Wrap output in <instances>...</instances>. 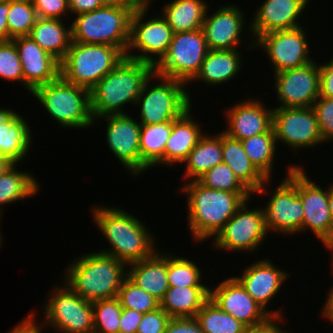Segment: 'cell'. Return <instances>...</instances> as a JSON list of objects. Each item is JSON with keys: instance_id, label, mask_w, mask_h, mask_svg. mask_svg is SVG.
I'll return each instance as SVG.
<instances>
[{"instance_id": "obj_39", "label": "cell", "mask_w": 333, "mask_h": 333, "mask_svg": "<svg viewBox=\"0 0 333 333\" xmlns=\"http://www.w3.org/2000/svg\"><path fill=\"white\" fill-rule=\"evenodd\" d=\"M186 258L167 254V280L169 287H208L201 284V271Z\"/></svg>"}, {"instance_id": "obj_17", "label": "cell", "mask_w": 333, "mask_h": 333, "mask_svg": "<svg viewBox=\"0 0 333 333\" xmlns=\"http://www.w3.org/2000/svg\"><path fill=\"white\" fill-rule=\"evenodd\" d=\"M274 79L279 107H311L320 96V68L314 61L275 73Z\"/></svg>"}, {"instance_id": "obj_6", "label": "cell", "mask_w": 333, "mask_h": 333, "mask_svg": "<svg viewBox=\"0 0 333 333\" xmlns=\"http://www.w3.org/2000/svg\"><path fill=\"white\" fill-rule=\"evenodd\" d=\"M114 46L71 42L60 62V76L89 91L123 59Z\"/></svg>"}, {"instance_id": "obj_60", "label": "cell", "mask_w": 333, "mask_h": 333, "mask_svg": "<svg viewBox=\"0 0 333 333\" xmlns=\"http://www.w3.org/2000/svg\"><path fill=\"white\" fill-rule=\"evenodd\" d=\"M12 1H15V0H0V2H12Z\"/></svg>"}, {"instance_id": "obj_1", "label": "cell", "mask_w": 333, "mask_h": 333, "mask_svg": "<svg viewBox=\"0 0 333 333\" xmlns=\"http://www.w3.org/2000/svg\"><path fill=\"white\" fill-rule=\"evenodd\" d=\"M154 73L150 63L126 56L90 90L93 121L107 115L126 114L123 105L135 103L146 80Z\"/></svg>"}, {"instance_id": "obj_9", "label": "cell", "mask_w": 333, "mask_h": 333, "mask_svg": "<svg viewBox=\"0 0 333 333\" xmlns=\"http://www.w3.org/2000/svg\"><path fill=\"white\" fill-rule=\"evenodd\" d=\"M208 52L202 29L174 33L166 54L154 65V72L190 83Z\"/></svg>"}, {"instance_id": "obj_14", "label": "cell", "mask_w": 333, "mask_h": 333, "mask_svg": "<svg viewBox=\"0 0 333 333\" xmlns=\"http://www.w3.org/2000/svg\"><path fill=\"white\" fill-rule=\"evenodd\" d=\"M247 201L217 233L214 245L219 250L254 251L264 241L268 229L264 225L261 209H248Z\"/></svg>"}, {"instance_id": "obj_51", "label": "cell", "mask_w": 333, "mask_h": 333, "mask_svg": "<svg viewBox=\"0 0 333 333\" xmlns=\"http://www.w3.org/2000/svg\"><path fill=\"white\" fill-rule=\"evenodd\" d=\"M34 313L28 314L27 318L19 323L16 327H14L11 331L7 333H41L40 325L36 323V316Z\"/></svg>"}, {"instance_id": "obj_5", "label": "cell", "mask_w": 333, "mask_h": 333, "mask_svg": "<svg viewBox=\"0 0 333 333\" xmlns=\"http://www.w3.org/2000/svg\"><path fill=\"white\" fill-rule=\"evenodd\" d=\"M136 9L102 6L76 15L71 24L72 42L114 46L125 55L130 39V20Z\"/></svg>"}, {"instance_id": "obj_46", "label": "cell", "mask_w": 333, "mask_h": 333, "mask_svg": "<svg viewBox=\"0 0 333 333\" xmlns=\"http://www.w3.org/2000/svg\"><path fill=\"white\" fill-rule=\"evenodd\" d=\"M32 2L38 18L62 19L63 14L69 12L68 0H32Z\"/></svg>"}, {"instance_id": "obj_33", "label": "cell", "mask_w": 333, "mask_h": 333, "mask_svg": "<svg viewBox=\"0 0 333 333\" xmlns=\"http://www.w3.org/2000/svg\"><path fill=\"white\" fill-rule=\"evenodd\" d=\"M183 163L186 165L185 176L193 178L189 180H197L209 169L223 163L222 133L213 137L203 134Z\"/></svg>"}, {"instance_id": "obj_43", "label": "cell", "mask_w": 333, "mask_h": 333, "mask_svg": "<svg viewBox=\"0 0 333 333\" xmlns=\"http://www.w3.org/2000/svg\"><path fill=\"white\" fill-rule=\"evenodd\" d=\"M0 77L11 81H20V84L24 85L19 53L12 40L0 41Z\"/></svg>"}, {"instance_id": "obj_13", "label": "cell", "mask_w": 333, "mask_h": 333, "mask_svg": "<svg viewBox=\"0 0 333 333\" xmlns=\"http://www.w3.org/2000/svg\"><path fill=\"white\" fill-rule=\"evenodd\" d=\"M272 128L276 141L284 142L295 151L324 143L313 106L273 108Z\"/></svg>"}, {"instance_id": "obj_38", "label": "cell", "mask_w": 333, "mask_h": 333, "mask_svg": "<svg viewBox=\"0 0 333 333\" xmlns=\"http://www.w3.org/2000/svg\"><path fill=\"white\" fill-rule=\"evenodd\" d=\"M38 19L32 0H15L9 3L7 17L9 41L28 36Z\"/></svg>"}, {"instance_id": "obj_30", "label": "cell", "mask_w": 333, "mask_h": 333, "mask_svg": "<svg viewBox=\"0 0 333 333\" xmlns=\"http://www.w3.org/2000/svg\"><path fill=\"white\" fill-rule=\"evenodd\" d=\"M28 36L59 62L65 58L72 42L71 26L65 27L61 19L38 18Z\"/></svg>"}, {"instance_id": "obj_35", "label": "cell", "mask_w": 333, "mask_h": 333, "mask_svg": "<svg viewBox=\"0 0 333 333\" xmlns=\"http://www.w3.org/2000/svg\"><path fill=\"white\" fill-rule=\"evenodd\" d=\"M16 165L0 176V206L34 196L40 189L33 174L18 171Z\"/></svg>"}, {"instance_id": "obj_15", "label": "cell", "mask_w": 333, "mask_h": 333, "mask_svg": "<svg viewBox=\"0 0 333 333\" xmlns=\"http://www.w3.org/2000/svg\"><path fill=\"white\" fill-rule=\"evenodd\" d=\"M308 45L302 26L262 34L250 43L251 48L260 46L264 49L273 64L274 74L312 62Z\"/></svg>"}, {"instance_id": "obj_31", "label": "cell", "mask_w": 333, "mask_h": 333, "mask_svg": "<svg viewBox=\"0 0 333 333\" xmlns=\"http://www.w3.org/2000/svg\"><path fill=\"white\" fill-rule=\"evenodd\" d=\"M209 299L208 287H169L160 307L171 318L195 317Z\"/></svg>"}, {"instance_id": "obj_44", "label": "cell", "mask_w": 333, "mask_h": 333, "mask_svg": "<svg viewBox=\"0 0 333 333\" xmlns=\"http://www.w3.org/2000/svg\"><path fill=\"white\" fill-rule=\"evenodd\" d=\"M313 108L317 115L319 131L323 141L333 139V98L321 97L315 101Z\"/></svg>"}, {"instance_id": "obj_58", "label": "cell", "mask_w": 333, "mask_h": 333, "mask_svg": "<svg viewBox=\"0 0 333 333\" xmlns=\"http://www.w3.org/2000/svg\"><path fill=\"white\" fill-rule=\"evenodd\" d=\"M324 245H325V247H327L329 250H331L333 252V232H332L331 237L326 241V243Z\"/></svg>"}, {"instance_id": "obj_25", "label": "cell", "mask_w": 333, "mask_h": 333, "mask_svg": "<svg viewBox=\"0 0 333 333\" xmlns=\"http://www.w3.org/2000/svg\"><path fill=\"white\" fill-rule=\"evenodd\" d=\"M26 120L11 109L0 108V156L18 163L32 146V135Z\"/></svg>"}, {"instance_id": "obj_49", "label": "cell", "mask_w": 333, "mask_h": 333, "mask_svg": "<svg viewBox=\"0 0 333 333\" xmlns=\"http://www.w3.org/2000/svg\"><path fill=\"white\" fill-rule=\"evenodd\" d=\"M320 96L333 98V59L320 65Z\"/></svg>"}, {"instance_id": "obj_48", "label": "cell", "mask_w": 333, "mask_h": 333, "mask_svg": "<svg viewBox=\"0 0 333 333\" xmlns=\"http://www.w3.org/2000/svg\"><path fill=\"white\" fill-rule=\"evenodd\" d=\"M142 317L143 313H140L134 309L123 308L119 321V332L137 333Z\"/></svg>"}, {"instance_id": "obj_10", "label": "cell", "mask_w": 333, "mask_h": 333, "mask_svg": "<svg viewBox=\"0 0 333 333\" xmlns=\"http://www.w3.org/2000/svg\"><path fill=\"white\" fill-rule=\"evenodd\" d=\"M63 285L50 293L44 307V324L61 333H94L92 302L81 298L66 283Z\"/></svg>"}, {"instance_id": "obj_37", "label": "cell", "mask_w": 333, "mask_h": 333, "mask_svg": "<svg viewBox=\"0 0 333 333\" xmlns=\"http://www.w3.org/2000/svg\"><path fill=\"white\" fill-rule=\"evenodd\" d=\"M203 333H244L247 327L208 300L195 315Z\"/></svg>"}, {"instance_id": "obj_7", "label": "cell", "mask_w": 333, "mask_h": 333, "mask_svg": "<svg viewBox=\"0 0 333 333\" xmlns=\"http://www.w3.org/2000/svg\"><path fill=\"white\" fill-rule=\"evenodd\" d=\"M32 94L63 127L88 128L94 123L90 110V91L68 83L61 76L37 87Z\"/></svg>"}, {"instance_id": "obj_56", "label": "cell", "mask_w": 333, "mask_h": 333, "mask_svg": "<svg viewBox=\"0 0 333 333\" xmlns=\"http://www.w3.org/2000/svg\"><path fill=\"white\" fill-rule=\"evenodd\" d=\"M14 163H12L9 159L0 156V176L9 169Z\"/></svg>"}, {"instance_id": "obj_40", "label": "cell", "mask_w": 333, "mask_h": 333, "mask_svg": "<svg viewBox=\"0 0 333 333\" xmlns=\"http://www.w3.org/2000/svg\"><path fill=\"white\" fill-rule=\"evenodd\" d=\"M94 333H117L123 307L119 299H104L92 302Z\"/></svg>"}, {"instance_id": "obj_52", "label": "cell", "mask_w": 333, "mask_h": 333, "mask_svg": "<svg viewBox=\"0 0 333 333\" xmlns=\"http://www.w3.org/2000/svg\"><path fill=\"white\" fill-rule=\"evenodd\" d=\"M276 320L278 323V321H281L283 319L272 318L269 322L265 323L264 325L253 328H247L244 331V333H289L288 330L285 331L282 328H280L281 326L275 323Z\"/></svg>"}, {"instance_id": "obj_53", "label": "cell", "mask_w": 333, "mask_h": 333, "mask_svg": "<svg viewBox=\"0 0 333 333\" xmlns=\"http://www.w3.org/2000/svg\"><path fill=\"white\" fill-rule=\"evenodd\" d=\"M8 12L9 2H0V41H9Z\"/></svg>"}, {"instance_id": "obj_2", "label": "cell", "mask_w": 333, "mask_h": 333, "mask_svg": "<svg viewBox=\"0 0 333 333\" xmlns=\"http://www.w3.org/2000/svg\"><path fill=\"white\" fill-rule=\"evenodd\" d=\"M187 195L188 226L196 241L215 237L237 209L249 200L251 192L213 190L189 180L181 187Z\"/></svg>"}, {"instance_id": "obj_20", "label": "cell", "mask_w": 333, "mask_h": 333, "mask_svg": "<svg viewBox=\"0 0 333 333\" xmlns=\"http://www.w3.org/2000/svg\"><path fill=\"white\" fill-rule=\"evenodd\" d=\"M12 41L19 53L24 86L30 93L41 85L55 81L60 76V62L29 36L17 37Z\"/></svg>"}, {"instance_id": "obj_54", "label": "cell", "mask_w": 333, "mask_h": 333, "mask_svg": "<svg viewBox=\"0 0 333 333\" xmlns=\"http://www.w3.org/2000/svg\"><path fill=\"white\" fill-rule=\"evenodd\" d=\"M104 6H118L125 8H138L140 5L135 0H101Z\"/></svg>"}, {"instance_id": "obj_28", "label": "cell", "mask_w": 333, "mask_h": 333, "mask_svg": "<svg viewBox=\"0 0 333 333\" xmlns=\"http://www.w3.org/2000/svg\"><path fill=\"white\" fill-rule=\"evenodd\" d=\"M202 135L200 126L192 119L191 108L179 119L172 121V131L164 148L166 167L183 163Z\"/></svg>"}, {"instance_id": "obj_57", "label": "cell", "mask_w": 333, "mask_h": 333, "mask_svg": "<svg viewBox=\"0 0 333 333\" xmlns=\"http://www.w3.org/2000/svg\"><path fill=\"white\" fill-rule=\"evenodd\" d=\"M328 202H329L330 215L333 221V184L331 185L330 188H328Z\"/></svg>"}, {"instance_id": "obj_8", "label": "cell", "mask_w": 333, "mask_h": 333, "mask_svg": "<svg viewBox=\"0 0 333 333\" xmlns=\"http://www.w3.org/2000/svg\"><path fill=\"white\" fill-rule=\"evenodd\" d=\"M153 78L161 83L149 86ZM185 84L154 72L144 83L136 101V105L141 106L140 124L151 125L179 119L192 106Z\"/></svg>"}, {"instance_id": "obj_27", "label": "cell", "mask_w": 333, "mask_h": 333, "mask_svg": "<svg viewBox=\"0 0 333 333\" xmlns=\"http://www.w3.org/2000/svg\"><path fill=\"white\" fill-rule=\"evenodd\" d=\"M127 266H131L127 277L160 302L169 289L167 255L155 251L150 257Z\"/></svg>"}, {"instance_id": "obj_32", "label": "cell", "mask_w": 333, "mask_h": 333, "mask_svg": "<svg viewBox=\"0 0 333 333\" xmlns=\"http://www.w3.org/2000/svg\"><path fill=\"white\" fill-rule=\"evenodd\" d=\"M208 4L203 0H172L163 8L161 14L173 33L201 29Z\"/></svg>"}, {"instance_id": "obj_50", "label": "cell", "mask_w": 333, "mask_h": 333, "mask_svg": "<svg viewBox=\"0 0 333 333\" xmlns=\"http://www.w3.org/2000/svg\"><path fill=\"white\" fill-rule=\"evenodd\" d=\"M69 11L75 15L94 11L104 6L101 0H68Z\"/></svg>"}, {"instance_id": "obj_59", "label": "cell", "mask_w": 333, "mask_h": 333, "mask_svg": "<svg viewBox=\"0 0 333 333\" xmlns=\"http://www.w3.org/2000/svg\"><path fill=\"white\" fill-rule=\"evenodd\" d=\"M140 6H149L150 0H135Z\"/></svg>"}, {"instance_id": "obj_11", "label": "cell", "mask_w": 333, "mask_h": 333, "mask_svg": "<svg viewBox=\"0 0 333 333\" xmlns=\"http://www.w3.org/2000/svg\"><path fill=\"white\" fill-rule=\"evenodd\" d=\"M288 176L271 193L267 207L262 210L268 231L292 235L303 232V207L297 193V166H289Z\"/></svg>"}, {"instance_id": "obj_61", "label": "cell", "mask_w": 333, "mask_h": 333, "mask_svg": "<svg viewBox=\"0 0 333 333\" xmlns=\"http://www.w3.org/2000/svg\"><path fill=\"white\" fill-rule=\"evenodd\" d=\"M0 214H2V212H1V210H0ZM0 217H1V215H0ZM1 239H2V236H1V234H0V246H1Z\"/></svg>"}, {"instance_id": "obj_47", "label": "cell", "mask_w": 333, "mask_h": 333, "mask_svg": "<svg viewBox=\"0 0 333 333\" xmlns=\"http://www.w3.org/2000/svg\"><path fill=\"white\" fill-rule=\"evenodd\" d=\"M164 333H203L195 317L171 318Z\"/></svg>"}, {"instance_id": "obj_26", "label": "cell", "mask_w": 333, "mask_h": 333, "mask_svg": "<svg viewBox=\"0 0 333 333\" xmlns=\"http://www.w3.org/2000/svg\"><path fill=\"white\" fill-rule=\"evenodd\" d=\"M223 163L227 164L241 183L253 193H265L264 186L270 181L251 162L240 140L222 132ZM264 185V186H263Z\"/></svg>"}, {"instance_id": "obj_42", "label": "cell", "mask_w": 333, "mask_h": 333, "mask_svg": "<svg viewBox=\"0 0 333 333\" xmlns=\"http://www.w3.org/2000/svg\"><path fill=\"white\" fill-rule=\"evenodd\" d=\"M197 181L203 186L227 192H250L224 163L209 169Z\"/></svg>"}, {"instance_id": "obj_4", "label": "cell", "mask_w": 333, "mask_h": 333, "mask_svg": "<svg viewBox=\"0 0 333 333\" xmlns=\"http://www.w3.org/2000/svg\"><path fill=\"white\" fill-rule=\"evenodd\" d=\"M74 262L63 277L77 295L91 302L118 296L127 277L124 262L102 252L85 253Z\"/></svg>"}, {"instance_id": "obj_12", "label": "cell", "mask_w": 333, "mask_h": 333, "mask_svg": "<svg viewBox=\"0 0 333 333\" xmlns=\"http://www.w3.org/2000/svg\"><path fill=\"white\" fill-rule=\"evenodd\" d=\"M149 7L139 6L131 16L130 39L125 56L154 66L166 54L174 33L162 15L142 23ZM130 49L141 53L131 54ZM152 55H156L157 59Z\"/></svg>"}, {"instance_id": "obj_21", "label": "cell", "mask_w": 333, "mask_h": 333, "mask_svg": "<svg viewBox=\"0 0 333 333\" xmlns=\"http://www.w3.org/2000/svg\"><path fill=\"white\" fill-rule=\"evenodd\" d=\"M206 12L202 32L209 50H233L240 44L241 32L245 24L244 14L238 6L227 5L213 15Z\"/></svg>"}, {"instance_id": "obj_55", "label": "cell", "mask_w": 333, "mask_h": 333, "mask_svg": "<svg viewBox=\"0 0 333 333\" xmlns=\"http://www.w3.org/2000/svg\"><path fill=\"white\" fill-rule=\"evenodd\" d=\"M328 298L324 308H323V316L326 317L330 322H333V286L331 290L328 291Z\"/></svg>"}, {"instance_id": "obj_16", "label": "cell", "mask_w": 333, "mask_h": 333, "mask_svg": "<svg viewBox=\"0 0 333 333\" xmlns=\"http://www.w3.org/2000/svg\"><path fill=\"white\" fill-rule=\"evenodd\" d=\"M210 300L247 328L264 325L272 318L283 319L280 311L267 312L235 277L225 279L215 290L210 289Z\"/></svg>"}, {"instance_id": "obj_41", "label": "cell", "mask_w": 333, "mask_h": 333, "mask_svg": "<svg viewBox=\"0 0 333 333\" xmlns=\"http://www.w3.org/2000/svg\"><path fill=\"white\" fill-rule=\"evenodd\" d=\"M117 298L123 308L134 309L143 314L160 307V302L156 298L138 287L128 277L123 280Z\"/></svg>"}, {"instance_id": "obj_23", "label": "cell", "mask_w": 333, "mask_h": 333, "mask_svg": "<svg viewBox=\"0 0 333 333\" xmlns=\"http://www.w3.org/2000/svg\"><path fill=\"white\" fill-rule=\"evenodd\" d=\"M254 100H242L233 105L226 112L227 122L229 123L223 133L237 140H245L254 135L267 132L272 127L271 110L264 107L263 103Z\"/></svg>"}, {"instance_id": "obj_18", "label": "cell", "mask_w": 333, "mask_h": 333, "mask_svg": "<svg viewBox=\"0 0 333 333\" xmlns=\"http://www.w3.org/2000/svg\"><path fill=\"white\" fill-rule=\"evenodd\" d=\"M297 193L303 207V231L309 227L324 245L333 232L328 189L320 188L308 178L303 167H297Z\"/></svg>"}, {"instance_id": "obj_34", "label": "cell", "mask_w": 333, "mask_h": 333, "mask_svg": "<svg viewBox=\"0 0 333 333\" xmlns=\"http://www.w3.org/2000/svg\"><path fill=\"white\" fill-rule=\"evenodd\" d=\"M172 131V121L141 125V173L155 165H164V148Z\"/></svg>"}, {"instance_id": "obj_45", "label": "cell", "mask_w": 333, "mask_h": 333, "mask_svg": "<svg viewBox=\"0 0 333 333\" xmlns=\"http://www.w3.org/2000/svg\"><path fill=\"white\" fill-rule=\"evenodd\" d=\"M171 317L161 307L143 314L137 333H164Z\"/></svg>"}, {"instance_id": "obj_19", "label": "cell", "mask_w": 333, "mask_h": 333, "mask_svg": "<svg viewBox=\"0 0 333 333\" xmlns=\"http://www.w3.org/2000/svg\"><path fill=\"white\" fill-rule=\"evenodd\" d=\"M108 121L107 145L120 163L133 175L141 173L140 130L141 124L129 115H107L97 119Z\"/></svg>"}, {"instance_id": "obj_22", "label": "cell", "mask_w": 333, "mask_h": 333, "mask_svg": "<svg viewBox=\"0 0 333 333\" xmlns=\"http://www.w3.org/2000/svg\"><path fill=\"white\" fill-rule=\"evenodd\" d=\"M309 0H266L257 9L250 23L256 40L260 35L272 31L301 27L297 21Z\"/></svg>"}, {"instance_id": "obj_36", "label": "cell", "mask_w": 333, "mask_h": 333, "mask_svg": "<svg viewBox=\"0 0 333 333\" xmlns=\"http://www.w3.org/2000/svg\"><path fill=\"white\" fill-rule=\"evenodd\" d=\"M244 151L255 167L271 180V172L276 152V138L271 127L267 132L254 135L241 141Z\"/></svg>"}, {"instance_id": "obj_3", "label": "cell", "mask_w": 333, "mask_h": 333, "mask_svg": "<svg viewBox=\"0 0 333 333\" xmlns=\"http://www.w3.org/2000/svg\"><path fill=\"white\" fill-rule=\"evenodd\" d=\"M93 210L94 221L112 247L111 250L100 252L129 265L150 257L157 250L153 236L143 222L133 215L107 206Z\"/></svg>"}, {"instance_id": "obj_29", "label": "cell", "mask_w": 333, "mask_h": 333, "mask_svg": "<svg viewBox=\"0 0 333 333\" xmlns=\"http://www.w3.org/2000/svg\"><path fill=\"white\" fill-rule=\"evenodd\" d=\"M240 56V52L236 49L209 50L199 72L191 81L200 79L205 82V85L214 86L232 80L241 70Z\"/></svg>"}, {"instance_id": "obj_24", "label": "cell", "mask_w": 333, "mask_h": 333, "mask_svg": "<svg viewBox=\"0 0 333 333\" xmlns=\"http://www.w3.org/2000/svg\"><path fill=\"white\" fill-rule=\"evenodd\" d=\"M288 274L272 262L259 260L245 267L241 277H235L246 292L267 312L266 305L279 292Z\"/></svg>"}]
</instances>
